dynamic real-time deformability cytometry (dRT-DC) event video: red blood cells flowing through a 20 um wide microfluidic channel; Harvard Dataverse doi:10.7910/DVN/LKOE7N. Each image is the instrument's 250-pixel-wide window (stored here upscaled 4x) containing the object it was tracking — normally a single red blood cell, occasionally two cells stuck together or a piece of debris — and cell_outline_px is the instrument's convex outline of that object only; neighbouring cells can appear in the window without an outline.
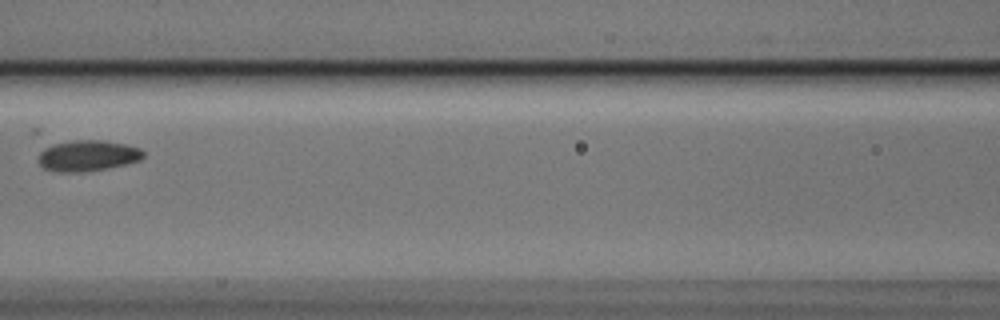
{"species": "Egyptian fruit bat (a non-hibernating species)", "species_latin": "Rousettus aegyptiacus", "temperature_condition": "cold", "stored_images_in_passage": 5, "camera_frame_rate_fps": 3000, "um_per_image_px": 0.085, "animal": {"sex": "male"}, "frame": {"image": 1, "passage_image": 4, "time_ms": 1.0, "image_size_px": [1000, 320], "cell_outline_px": [[144, 156], [140, 160], [128, 164], [108, 168], [84, 172], [56, 172], [44, 168], [40, 164], [40, 152], [44, 148], [52, 144], [72, 140], [104, 140], [124, 144], [140, 148], [144, 152]], "centroid_in_image_um": [7.47, 13.23], "position_along_channel_um": 159.1, "area_um2": 19.02}}
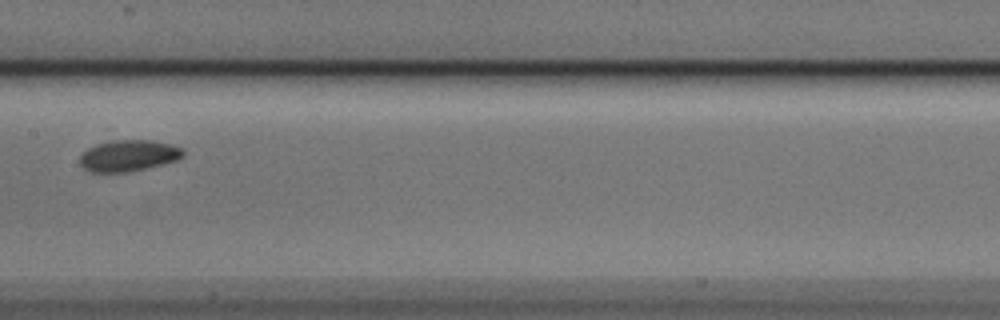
{"frame": {"image": 2, "passage_image": 5, "time_ms": 1.333, "image_size_px": [1000, 320], "cell_outline_px": [[184, 156], [176, 160], [128, 172], [88, 172], [80, 164], [80, 156], [88, 148], [96, 144], [112, 140], [152, 140], [172, 144], [184, 148]], "centroid_in_image_um": [10.93, 13.22], "position_along_channel_um": 196.5, "area_um2": 18.84}}